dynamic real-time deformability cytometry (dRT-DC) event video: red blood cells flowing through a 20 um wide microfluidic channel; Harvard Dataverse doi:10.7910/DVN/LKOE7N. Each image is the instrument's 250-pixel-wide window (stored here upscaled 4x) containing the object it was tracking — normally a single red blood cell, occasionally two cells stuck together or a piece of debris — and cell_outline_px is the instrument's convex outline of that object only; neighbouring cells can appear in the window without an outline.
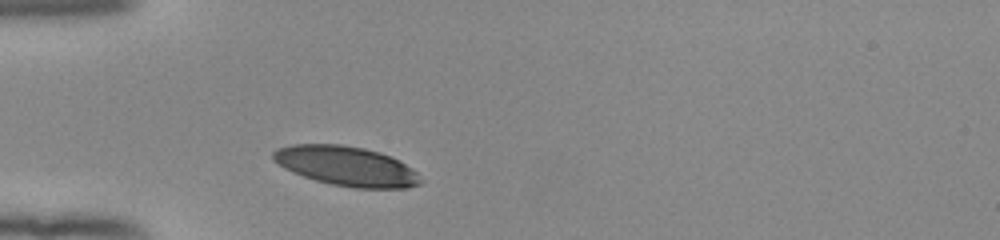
{"species": "human", "species_latin": "Homo sapiens", "temperature_condition": "room temperature", "stored_images_in_passage": 31, "camera_frame_rate_fps": 3000, "um_per_image_px": 0.085, "donor": {"sex": "female"}, "frame": {"image": 1, "passage_image": 1, "time_ms": 0.0, "image_size_px": [1000, 240], "cell_outline_px": [[420, 184], [408, 188], [352, 188], [332, 184], [316, 180], [304, 176], [284, 168], [272, 160], [272, 152], [276, 148], [292, 144], [340, 144], [364, 148], [380, 152], [392, 156], [400, 160], [412, 168], [416, 172], [420, 180]], "centroid_in_image_um": [29.43, 14.11], "position_along_channel_um": 55.6, "area_um2": 34.1}}
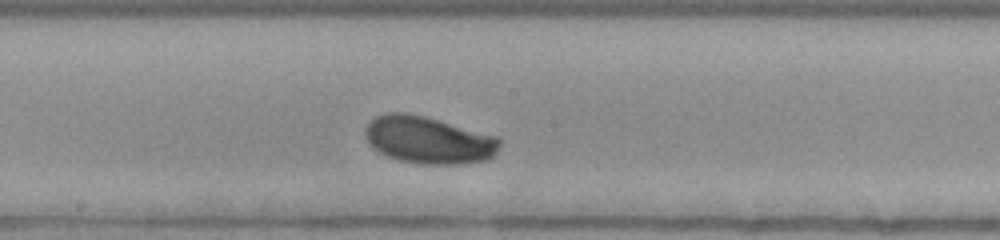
{"frame": {"image": 2, "passage_image": 14, "time_ms": 4.333, "image_size_px": [1000, 240], "cell_outline_px": [[500, 144], [496, 152], [488, 160], [460, 164], [420, 164], [400, 160], [388, 156], [372, 148], [368, 144], [364, 136], [364, 128], [368, 120], [384, 112], [404, 112], [424, 116], [500, 136]], "centroid_in_image_um": [36.39, 11.89], "position_along_channel_um": 211.8, "area_um2": 37.57}}
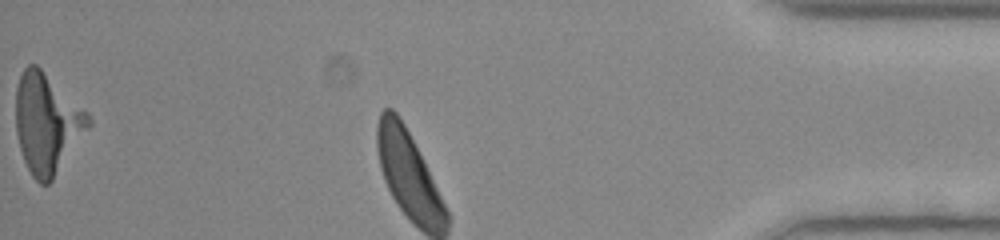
{"frame": {"image": 3, "passage_image": 31, "time_ms": 10.0, "image_size_px": [1000, 240], "cell_outline_px": [[92, 124], [52, 180], [48, 184], [40, 184], [32, 176], [24, 160], [20, 148], [16, 132], [16, 88], [20, 76], [24, 68], [28, 64], [36, 64], [88, 112], [92, 120]], "centroid_in_image_um": [3.99, 10.48], "position_along_channel_um": 431.2, "area_um2": 41.96}, "authors_computed_cell_mechanics": {"area_um2": 36.2984, "velocity_mm_per_s": 3.8769, "shape_relaxation_time_tau1_ms": 2.7998, "shape_relaxation_time_tau2_ms": null, "deformation_change_tau1": 0.14, "deformation_change_tau2": null}}